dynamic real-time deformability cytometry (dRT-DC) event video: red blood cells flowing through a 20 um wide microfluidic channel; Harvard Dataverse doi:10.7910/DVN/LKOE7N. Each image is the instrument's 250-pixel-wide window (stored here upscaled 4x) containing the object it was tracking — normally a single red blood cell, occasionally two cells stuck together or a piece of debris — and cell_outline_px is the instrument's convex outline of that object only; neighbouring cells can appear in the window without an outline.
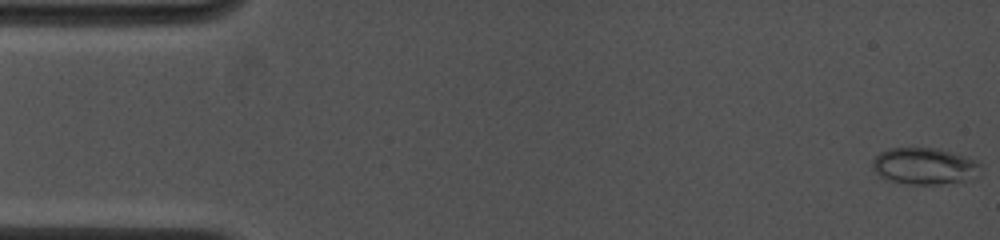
{"species": "common noctule bat (a hibernating species)", "species_latin": "Nyctalus noctula", "temperature_condition": "cold", "stored_images_in_passage": 70, "camera_frame_rate_fps": 4500, "um_per_image_px": 0.085, "animal": {"sex": "female", "body_mass_g": 19.0, "forearm_length_mm": 53.3}, "frame": {"image": 1, "passage_image": 1, "time_ms": 0.0, "image_size_px": [1000, 240], "cell_outline_px": [[980, 176], [964, 180], [940, 184], [908, 184], [888, 180], [880, 176], [872, 168], [872, 160], [880, 152], [892, 148], [936, 148], [964, 156], [980, 164]], "centroid_in_image_um": [78.56, 14.12], "position_along_channel_um": 6.4, "area_um2": 22.89}}
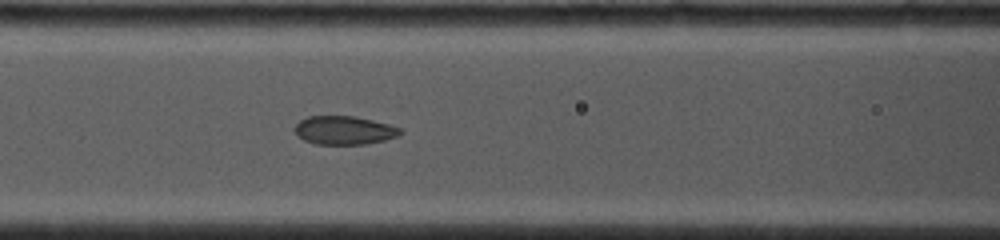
{"frame": {"image": 2, "passage_image": 30, "time_ms": 6.444, "image_size_px": [1000, 240], "cell_outline_px": [[404, 132], [396, 136], [384, 140], [368, 144], [316, 144], [304, 140], [296, 136], [296, 124], [300, 120], [308, 116], [356, 116], [388, 124], [400, 128]], "centroid_in_image_um": [29.25, 11.07], "position_along_channel_um": 137.3, "area_um2": 17.51}}
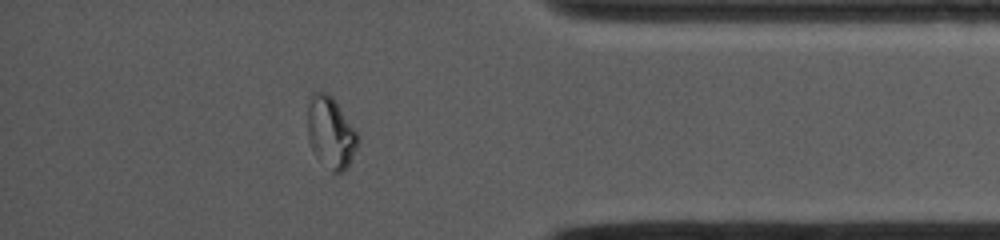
{"frame": {"image": 3, "passage_image": 61, "time_ms": 13.333, "image_size_px": [1000, 240], "cell_outline_px": [[360, 140], [348, 164], [340, 172], [332, 172], [316, 156], [308, 140], [308, 108], [312, 92], [328, 92], [332, 96], [360, 136]], "centroid_in_image_um": [28.11, 11.24], "position_along_channel_um": 407.1, "area_um2": 20.63}}